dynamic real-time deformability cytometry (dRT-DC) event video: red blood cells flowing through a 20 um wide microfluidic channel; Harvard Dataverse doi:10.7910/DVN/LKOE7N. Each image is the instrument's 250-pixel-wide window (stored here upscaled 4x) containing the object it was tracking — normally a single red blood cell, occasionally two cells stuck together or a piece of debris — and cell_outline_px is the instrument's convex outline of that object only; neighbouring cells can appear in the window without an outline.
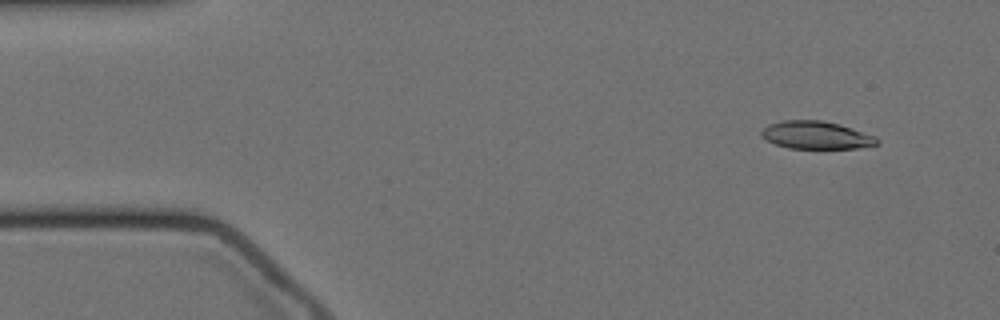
{"species": "Egyptian fruit bat (a non-hibernating species)", "species_latin": "Rousettus aegyptiacus", "temperature_condition": "cold", "stored_images_in_passage": 16, "camera_frame_rate_fps": 3000, "um_per_image_px": 0.085, "animal": {"sex": "female"}, "frame": {"image": 1, "passage_image": 5, "time_ms": 1.333, "image_size_px": [1000, 320], "cell_outline_px": [[880, 144], [860, 148], [788, 148], [776, 144], [760, 136], [760, 132], [768, 124], [784, 120], [820, 120], [840, 124], [876, 136], [880, 140]], "centroid_in_image_um": [69.41, 11.48], "position_along_channel_um": 15.6, "area_um2": 18.79}}
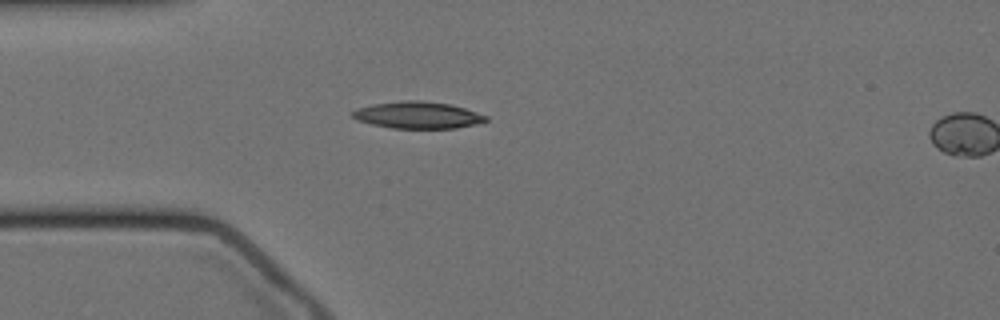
{"frame": {"image": 2, "passage_image": 15, "time_ms": 4.667, "image_size_px": [1000, 320], "cell_outline_px": [[488, 120], [476, 124], [456, 128], [392, 128], [372, 124], [356, 120], [352, 116], [352, 112], [356, 108], [372, 104], [400, 100], [420, 100], [452, 104], [488, 116]], "centroid_in_image_um": [35.49, 9.77], "position_along_channel_um": 49.5, "area_um2": 20.98}}